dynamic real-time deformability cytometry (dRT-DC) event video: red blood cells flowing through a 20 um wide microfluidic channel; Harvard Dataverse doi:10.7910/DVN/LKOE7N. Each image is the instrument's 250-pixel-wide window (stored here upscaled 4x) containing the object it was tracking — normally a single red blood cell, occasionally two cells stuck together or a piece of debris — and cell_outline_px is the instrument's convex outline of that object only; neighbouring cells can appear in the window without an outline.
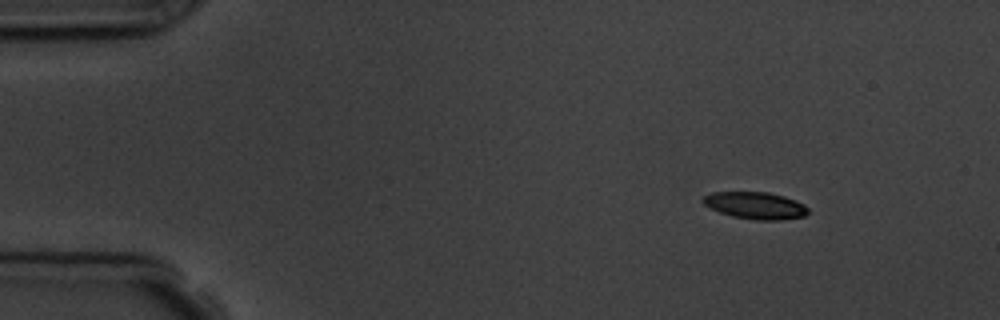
{"species": "common noctule bat (a hibernating species)", "species_latin": "Nyctalus noctula", "temperature_condition": "room temperature", "stored_images_in_passage": 4, "camera_frame_rate_fps": 3000, "um_per_image_px": 0.085, "animal": {"sex": "male", "body_mass_g": 19.5, "forearm_length_mm": 54.6}, "frame": {"image": 1, "passage_image": 2, "time_ms": 1.333, "image_size_px": [1000, 320], "cell_outline_px": [[808, 212], [804, 216], [780, 220], [756, 220], [732, 216], [720, 212], [704, 204], [704, 196], [712, 192], [768, 192], [784, 196], [796, 200], [804, 204], [808, 208]], "centroid_in_image_um": [64.25, 17.46], "position_along_channel_um": 20.8, "area_um2": 16.42}}